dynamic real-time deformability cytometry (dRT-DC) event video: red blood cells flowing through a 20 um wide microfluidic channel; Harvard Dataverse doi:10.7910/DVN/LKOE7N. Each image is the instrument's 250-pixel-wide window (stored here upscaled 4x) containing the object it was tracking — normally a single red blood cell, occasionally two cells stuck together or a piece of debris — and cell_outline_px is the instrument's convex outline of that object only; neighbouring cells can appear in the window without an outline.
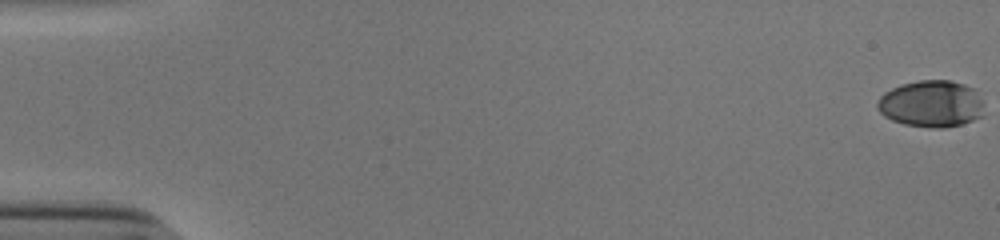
{"species": "human", "species_latin": "Homo sapiens", "temperature_condition": "cold", "stored_images_in_passage": 55, "camera_frame_rate_fps": 3000, "um_per_image_px": 0.085, "donor": {"sex": "male"}, "frame": {"image": 1, "passage_image": 1, "time_ms": 0.0, "image_size_px": [1000, 240], "cell_outline_px": [[984, 116], [960, 124], [944, 128], [932, 128], [904, 124], [892, 120], [884, 116], [880, 112], [876, 104], [880, 96], [884, 92], [900, 84], [920, 80], [952, 80], [964, 84], [972, 88], [980, 100]], "centroid_in_image_um": [79.12, 8.82], "position_along_channel_um": 5.9, "area_um2": 29.02}}
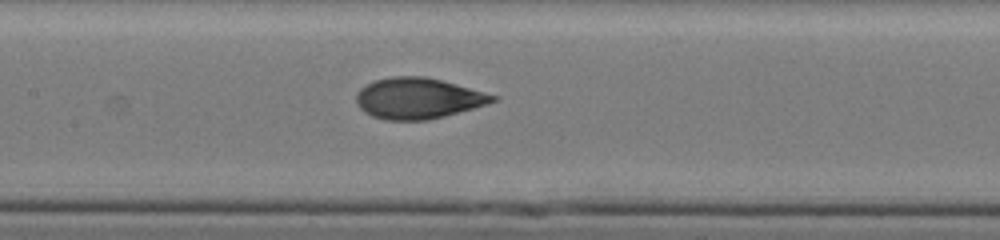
{"frame": {"image": 2, "passage_image": 28, "time_ms": 9.0, "image_size_px": [1000, 240], "cell_outline_px": [[500, 100], [444, 116], [428, 120], [384, 120], [372, 116], [364, 112], [356, 104], [356, 92], [360, 88], [376, 80], [392, 76], [424, 76], [456, 84], [500, 96]], "centroid_in_image_um": [35.53, 8.36], "position_along_channel_um": 171.9, "area_um2": 32.54}}
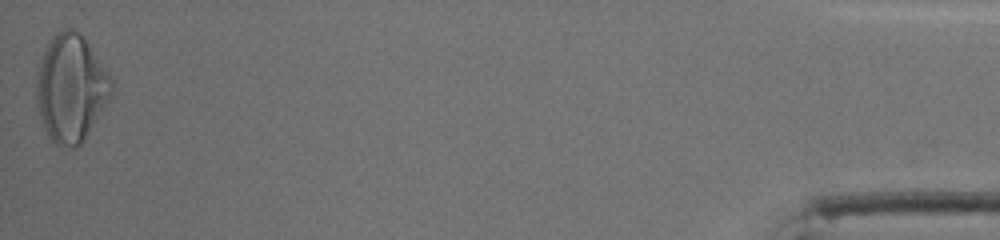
{"frame": {"image": 3, "passage_image": 55, "time_ms": 18.0, "image_size_px": [1000, 240], "cell_outline_px": [[112, 92], [108, 100], [80, 144], [76, 148], [68, 148], [56, 144], [48, 136], [44, 128], [36, 104], [36, 64], [48, 44], [56, 32], [64, 28], [72, 28], [80, 32], [84, 36], [108, 72], [112, 80]], "centroid_in_image_um": [5.99, 7.46], "position_along_channel_um": 429.2, "area_um2": 46.99}, "authors_computed_cell_mechanics": {"area_um2": 32.1368, "velocity_mm_per_s": 3.8579, "shape_relaxation_time_tau1_ms": 7.1196, "shape_relaxation_time_tau2_ms": null, "deformation_change_tau1": 0.2578, "deformation_change_tau2": null}}